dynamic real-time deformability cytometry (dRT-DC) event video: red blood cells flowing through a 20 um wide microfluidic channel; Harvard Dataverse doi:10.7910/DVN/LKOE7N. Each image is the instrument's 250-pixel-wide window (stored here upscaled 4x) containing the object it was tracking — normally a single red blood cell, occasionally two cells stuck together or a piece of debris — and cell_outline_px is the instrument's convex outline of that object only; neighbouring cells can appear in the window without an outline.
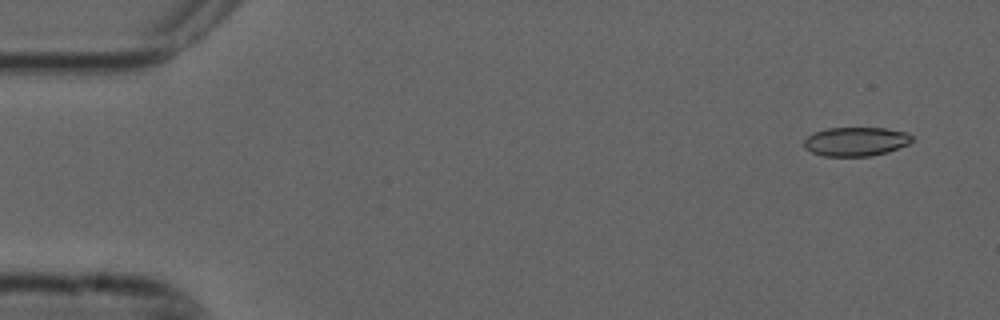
{"species": "common noctule bat (a hibernating species)", "species_latin": "Nyctalus noctula", "temperature_condition": "cold", "stored_images_in_passage": 5, "camera_frame_rate_fps": 3000, "um_per_image_px": 0.085, "animal": {"sex": "male", "forearm_length_mm": 52.5}, "frame": {"image": 1, "passage_image": 1, "time_ms": 0.0, "image_size_px": [1000, 320], "cell_outline_px": [[912, 140], [908, 144], [888, 152], [868, 156], [824, 156], [812, 152], [804, 148], [804, 140], [812, 132], [828, 128], [888, 128], [908, 132], [912, 136]], "centroid_in_image_um": [72.74, 12.02], "position_along_channel_um": 12.3, "area_um2": 18.32}}
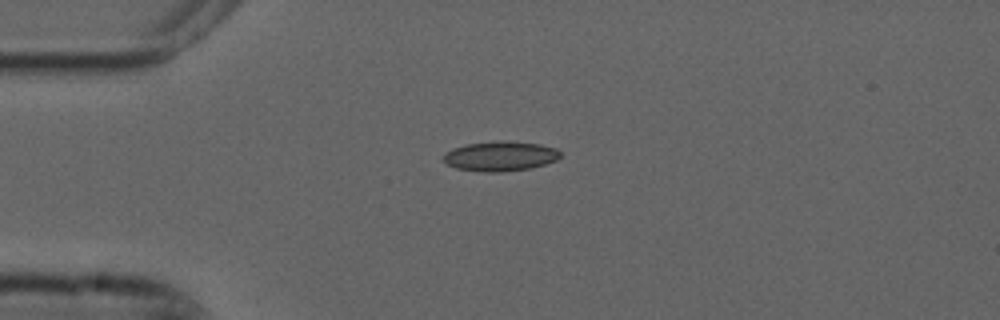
{"frame": {"image": 2, "passage_image": 4, "time_ms": 1.0, "image_size_px": [1000, 320], "cell_outline_px": [[560, 156], [556, 160], [532, 168], [500, 172], [484, 172], [456, 168], [448, 164], [444, 160], [444, 152], [452, 148], [464, 144], [500, 140], [504, 140], [540, 144], [556, 148], [560, 152]], "centroid_in_image_um": [42.51, 13.26], "position_along_channel_um": 42.5, "area_um2": 20.4}}